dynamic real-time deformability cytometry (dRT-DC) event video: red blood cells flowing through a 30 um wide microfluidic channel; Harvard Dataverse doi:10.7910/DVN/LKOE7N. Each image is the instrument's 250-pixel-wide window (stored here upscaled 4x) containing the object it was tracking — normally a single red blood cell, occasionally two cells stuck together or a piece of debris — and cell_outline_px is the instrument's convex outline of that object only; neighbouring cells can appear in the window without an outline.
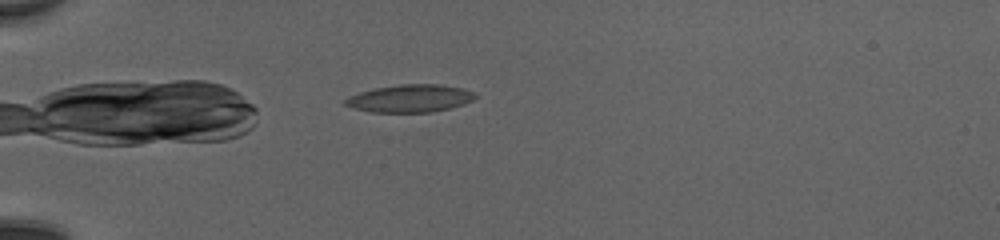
{"species": "common noctule bat (a hibernating species)", "species_latin": "Nyctalus noctula", "temperature_condition": "cold", "stored_images_in_passage": 34, "camera_frame_rate_fps": 3000, "um_per_image_px": 0.085, "animal": {"sex": "female", "body_mass_g": 20.0, "forearm_length_mm": 54.0}, "frame": {"image": 1, "passage_image": 2, "time_ms": 0.333, "image_size_px": [1000, 240], "cell_outline_px": [[476, 96], [472, 100], [464, 104], [432, 112], [372, 112], [356, 108], [344, 104], [344, 100], [348, 96], [360, 92], [376, 88], [400, 84], [440, 84], [464, 88], [476, 92]], "centroid_in_image_um": [34.89, 8.35], "position_along_channel_um": 50.1, "area_um2": 20.87}}
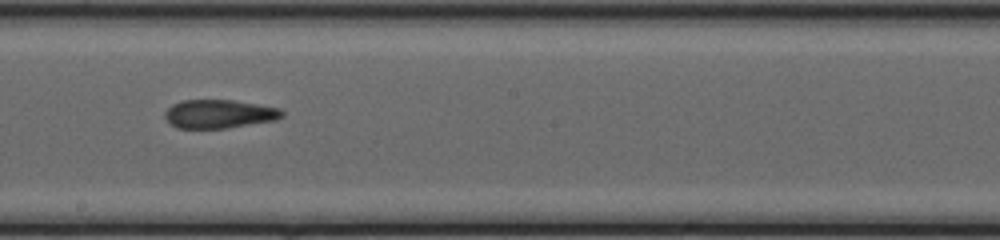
{"frame": {"image": 2, "passage_image": 17, "time_ms": 5.333, "image_size_px": [1000, 240], "cell_outline_px": [[284, 116], [276, 120], [228, 128], [176, 128], [164, 116], [164, 112], [172, 104], [180, 100], [232, 100], [280, 108], [284, 112]], "centroid_in_image_um": [18.63, 9.68], "position_along_channel_um": 229.6, "area_um2": 19.54}}
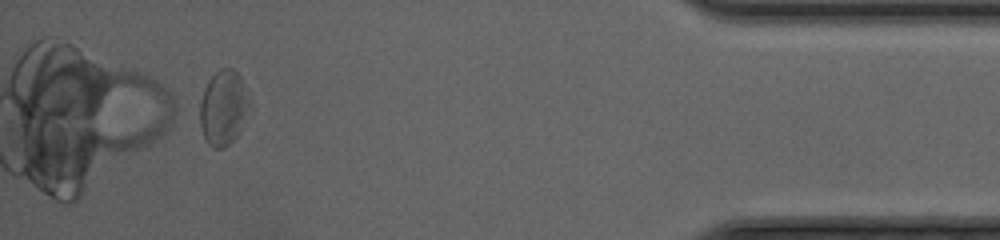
{"frame": {"image": 3, "passage_image": 34, "time_ms": 11.0, "image_size_px": [1000, 240], "cell_outline_px": [[252, 108], [240, 132], [224, 148], [212, 148], [208, 144], [204, 136], [200, 124], [200, 100], [204, 88], [208, 80], [220, 68], [232, 68], [240, 76], [252, 104]], "centroid_in_image_um": [19.02, 9.16], "position_along_channel_um": 416.2, "area_um2": 22.02}, "authors_computed_cell_mechanics": {"area_um2": 19.9699, "velocity_mm_per_s": 4.1728, "shape_relaxation_time_tau1_ms": null, "shape_relaxation_time_tau2_ms": 2.5929, "deformation_change_tau1": null, "deformation_change_tau2": 0.1189}}